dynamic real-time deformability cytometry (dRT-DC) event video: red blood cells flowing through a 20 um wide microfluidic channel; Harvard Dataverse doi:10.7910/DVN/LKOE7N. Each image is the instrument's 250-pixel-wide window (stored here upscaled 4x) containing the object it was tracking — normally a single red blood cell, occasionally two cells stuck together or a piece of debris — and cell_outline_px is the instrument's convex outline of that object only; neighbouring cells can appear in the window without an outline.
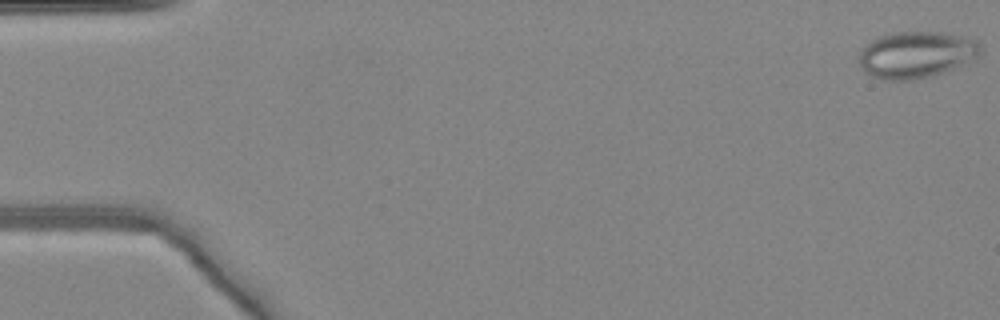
{"species": "common noctule bat (a hibernating species)", "species_latin": "Nyctalus noctula", "temperature_condition": "warm", "stored_images_in_passage": 49, "camera_frame_rate_fps": 3000, "um_per_image_px": 0.085, "animal": {"sex": "female", "body_mass_g": 24.6, "forearm_length_mm": 56.2}, "frame": {"image": 1, "passage_image": 1, "time_ms": 0.0, "image_size_px": [1000, 320], "cell_outline_px": [[980, 52], [976, 56], [952, 68], [932, 76], [912, 80], [884, 80], [872, 76], [860, 64], [860, 52], [872, 40], [880, 36], [896, 32], [940, 32], [964, 36], [980, 40]], "centroid_in_image_um": [77.89, 4.63], "position_along_channel_um": 7.1, "area_um2": 32.43}}
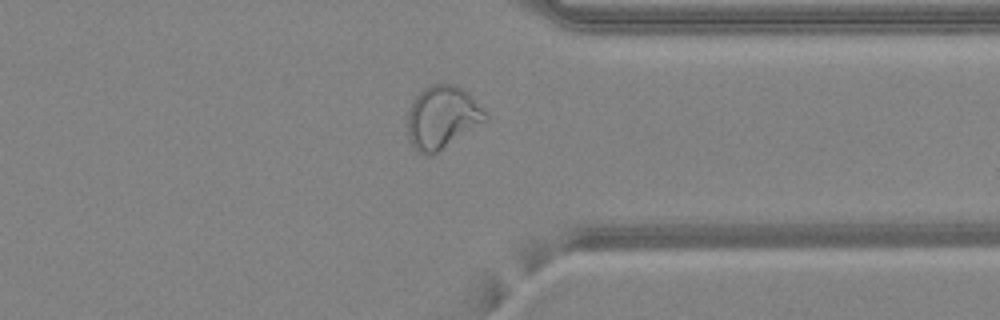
{"frame": {"image": 2, "passage_image": 38, "time_ms": 12.333, "image_size_px": [1000, 320], "cell_outline_px": [[488, 120], [436, 152], [416, 152], [408, 136], [408, 112], [412, 100], [424, 88], [432, 84], [456, 84], [464, 88], [488, 112]], "centroid_in_image_um": [37.62, 9.91], "position_along_channel_um": 373.8, "area_um2": 28.32}}
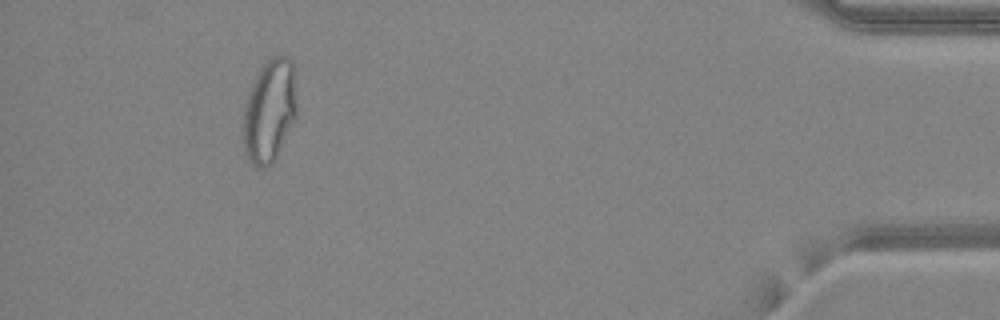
{"frame": {"image": 3, "passage_image": 45, "time_ms": 14.667, "image_size_px": [1000, 320], "cell_outline_px": [[296, 116], [272, 164], [260, 168], [252, 164], [244, 152], [244, 108], [248, 92], [260, 68], [272, 56], [288, 56], [292, 60], [296, 104]], "centroid_in_image_um": [22.9, 9.41], "position_along_channel_um": 412.3, "area_um2": 31.67}}